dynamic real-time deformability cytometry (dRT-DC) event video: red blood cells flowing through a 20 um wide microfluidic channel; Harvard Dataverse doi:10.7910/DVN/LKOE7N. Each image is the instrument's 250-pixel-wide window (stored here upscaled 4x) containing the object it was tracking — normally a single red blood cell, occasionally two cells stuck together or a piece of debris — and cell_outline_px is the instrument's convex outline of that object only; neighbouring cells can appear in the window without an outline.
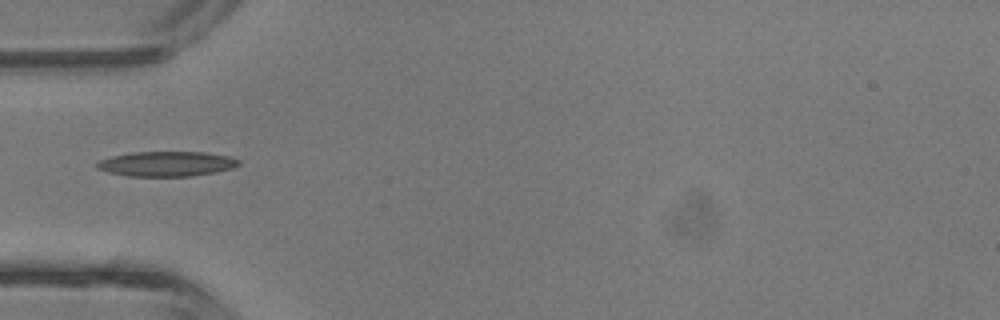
{"species": "common noctule bat (a hibernating species)", "species_latin": "Nyctalus noctula", "temperature_condition": "room temperature", "stored_images_in_passage": 4, "camera_frame_rate_fps": 3000, "um_per_image_px": 0.085, "animal": {"sex": "male", "body_mass_g": 13.3}, "frame": {"image": 1, "passage_image": 4, "time_ms": 1.0, "image_size_px": [1000, 320], "cell_outline_px": [[240, 164], [232, 168], [216, 172], [192, 176], [128, 176], [108, 172], [96, 168], [96, 164], [100, 160], [112, 156], [132, 152], [204, 152], [228, 156], [240, 160]], "centroid_in_image_um": [14.16, 13.93], "position_along_channel_um": 70.8, "area_um2": 20.58}}